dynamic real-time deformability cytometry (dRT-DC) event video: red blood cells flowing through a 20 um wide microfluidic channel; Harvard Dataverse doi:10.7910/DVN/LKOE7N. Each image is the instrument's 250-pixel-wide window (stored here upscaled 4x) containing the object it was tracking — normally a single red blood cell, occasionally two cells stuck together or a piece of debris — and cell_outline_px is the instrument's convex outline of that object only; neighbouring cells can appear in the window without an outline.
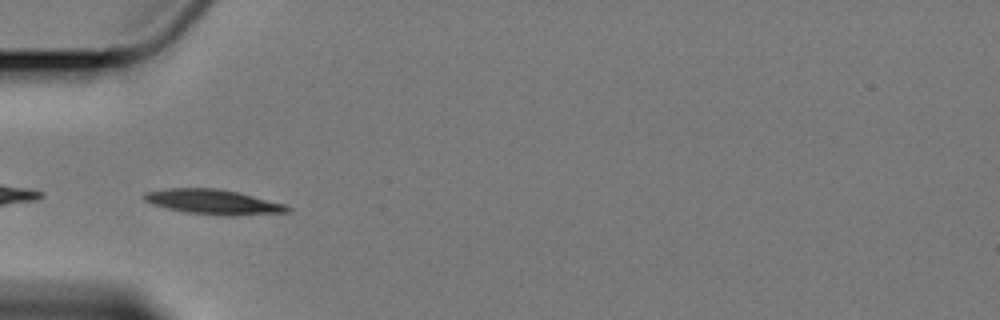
{"species": "Egyptian fruit bat (a non-hibernating species)", "species_latin": "Rousettus aegyptiacus", "temperature_condition": "cold", "stored_images_in_passage": 7, "camera_frame_rate_fps": 3000, "um_per_image_px": 0.085, "animal": {"sex": "female"}, "frame": {"image": 1, "passage_image": 4, "time_ms": 3.333, "image_size_px": [1000, 320], "cell_outline_px": [[292, 208], [288, 212], [236, 216], [220, 216], [184, 212], [152, 204], [144, 200], [144, 196], [148, 192], [168, 188], [216, 188], [236, 192], [284, 204]], "centroid_in_image_um": [18.14, 17.18], "position_along_channel_um": 66.9, "area_um2": 20.58}}
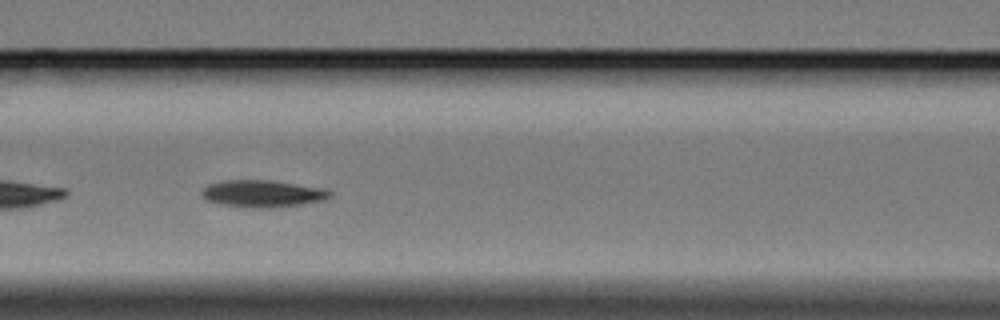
{"frame": {"image": 2, "passage_image": 6, "time_ms": 5.667, "image_size_px": [1000, 320], "cell_outline_px": [[332, 196], [324, 200], [300, 204], [272, 208], [248, 208], [220, 204], [204, 200], [200, 196], [200, 192], [208, 184], [224, 180], [268, 180], [328, 188], [332, 192]], "centroid_in_image_um": [22.3, 16.46], "position_along_channel_um": 144.3, "area_um2": 20.58}}
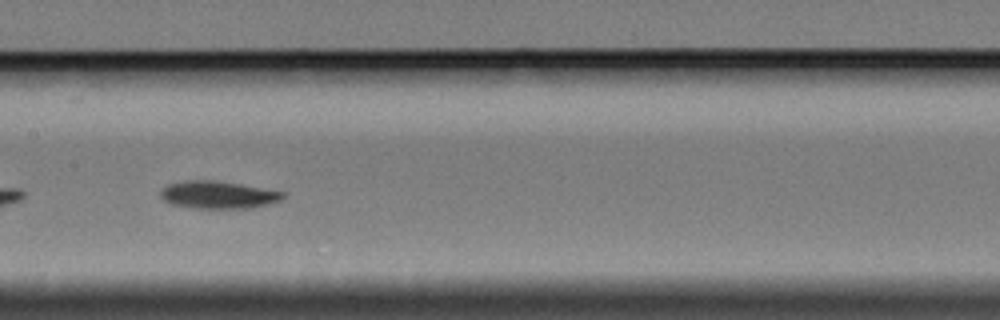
{"frame": {"image": 3, "passage_image": 7, "time_ms": 7.0, "image_size_px": [1000, 320], "cell_outline_px": [[288, 192], [280, 200], [268, 204], [252, 208], [192, 208], [172, 204], [164, 200], [160, 196], [160, 188], [168, 184], [184, 180], [216, 180]], "centroid_in_image_um": [18.53, 16.55], "position_along_channel_um": 188.9, "area_um2": 19.83}}